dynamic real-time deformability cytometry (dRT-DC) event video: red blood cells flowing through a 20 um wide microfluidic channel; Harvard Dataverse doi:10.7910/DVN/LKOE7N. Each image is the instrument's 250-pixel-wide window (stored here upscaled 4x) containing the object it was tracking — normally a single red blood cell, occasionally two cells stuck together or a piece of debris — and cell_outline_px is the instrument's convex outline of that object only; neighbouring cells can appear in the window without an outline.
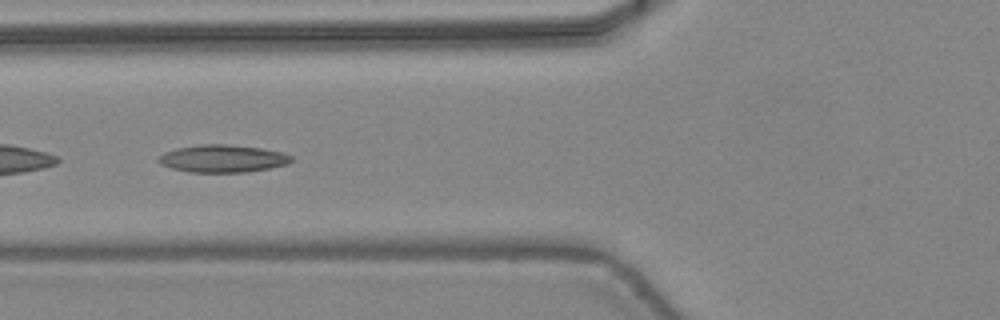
{"species": "common noctule bat (a hibernating species)", "species_latin": "Nyctalus noctula", "temperature_condition": "warm", "stored_images_in_passage": 46, "camera_frame_rate_fps": 3000, "um_per_image_px": 0.085, "animal": {"sex": "female", "body_mass_g": 24.6, "forearm_length_mm": 56.2}, "frame": {"image": 1, "passage_image": 18, "time_ms": 5.667, "image_size_px": [1000, 320], "cell_outline_px": [[292, 160], [288, 164], [248, 172], [188, 172], [172, 168], [160, 164], [156, 160], [164, 152], [176, 148], [200, 144], [228, 144], [264, 148], [284, 152], [292, 156]], "centroid_in_image_um": [18.94, 13.47], "position_along_channel_um": 106.9, "area_um2": 21.5}}
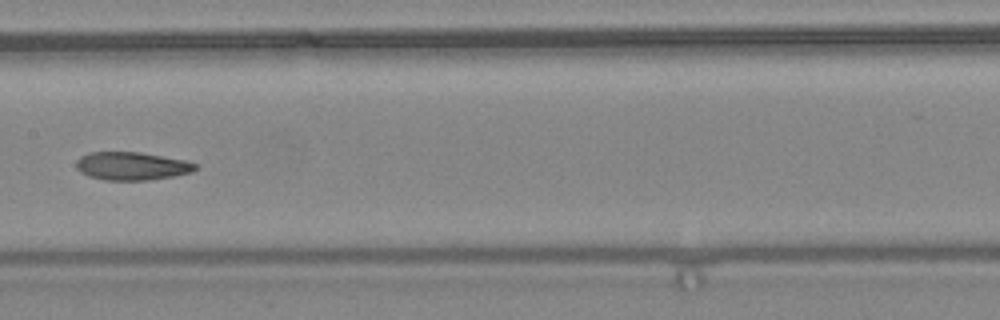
{"frame": {"image": 2, "passage_image": 24, "time_ms": 7.667, "image_size_px": [1000, 320], "cell_outline_px": [[196, 168], [192, 172], [172, 176], [148, 180], [104, 180], [88, 176], [80, 172], [76, 168], [76, 160], [80, 156], [88, 152], [140, 152], [188, 160], [196, 164]], "centroid_in_image_um": [11.18, 14.1], "position_along_channel_um": 196.2, "area_um2": 19.65}}
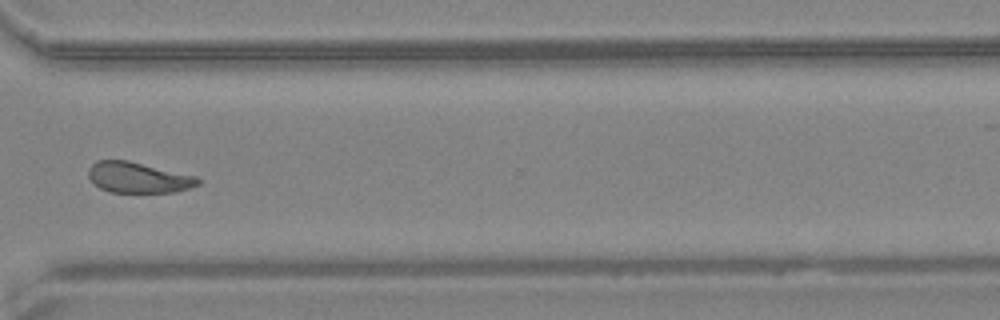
{"frame": {"image": 3, "passage_image": 35, "time_ms": 11.333, "image_size_px": [1000, 320], "cell_outline_px": [[200, 184], [176, 192], [108, 192], [100, 188], [88, 176], [88, 168], [96, 160], [128, 160], [196, 176], [200, 180]], "centroid_in_image_um": [11.74, 15.08], "position_along_channel_um": 358.9, "area_um2": 19.54}, "authors_computed_cell_mechanics": {"area_um2": 20.7213, "velocity_mm_per_s": 4.4451, "shape_relaxation_time_tau1_ms": 7.7758, "shape_relaxation_time_tau2_ms": 2.4479, "deformation_change_tau1": 0.1854, "deformation_change_tau2": 0.1029}}